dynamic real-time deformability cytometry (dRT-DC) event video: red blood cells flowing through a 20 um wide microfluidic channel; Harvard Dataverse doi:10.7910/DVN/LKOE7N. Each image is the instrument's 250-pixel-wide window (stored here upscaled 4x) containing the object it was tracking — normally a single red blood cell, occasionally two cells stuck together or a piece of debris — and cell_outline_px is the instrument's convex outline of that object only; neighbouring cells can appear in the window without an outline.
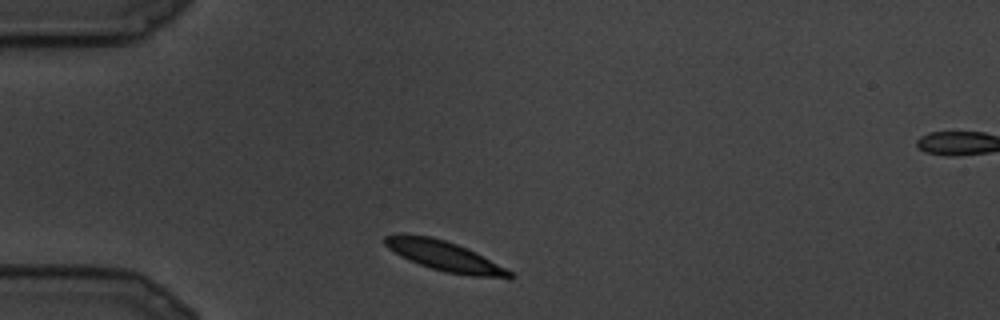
{"species": "common noctule bat (a hibernating species)", "species_latin": "Nyctalus noctula", "temperature_condition": "cold", "stored_images_in_passage": 6, "camera_frame_rate_fps": 3000, "um_per_image_px": 0.085, "animal": {"sex": "male", "body_mass_g": 19.5, "forearm_length_mm": 54.6}, "frame": {"image": 1, "passage_image": 1, "time_ms": 0.0, "image_size_px": [1000, 320], "cell_outline_px": [[516, 276], [508, 280], [468, 276], [448, 272], [432, 268], [420, 264], [388, 248], [384, 244], [384, 236], [396, 232], [400, 232], [432, 236], [456, 244], [476, 252], [512, 272]], "centroid_in_image_um": [37.83, 21.76], "position_along_channel_um": 47.2, "area_um2": 21.96}}
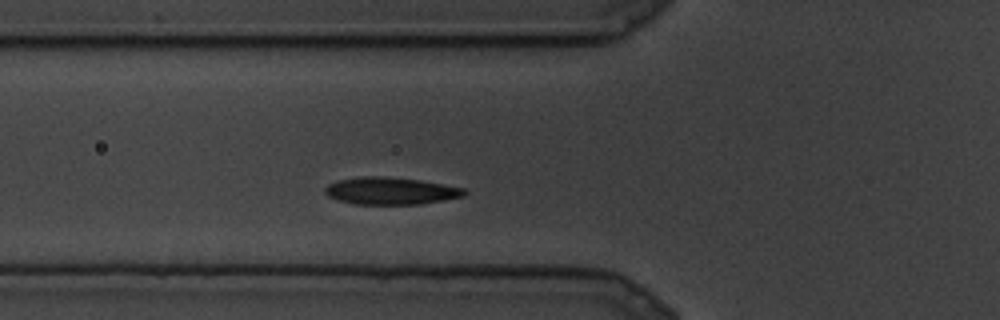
{"frame": {"image": 2, "passage_image": 4, "time_ms": 1.0, "image_size_px": [1000, 320], "cell_outline_px": [[468, 192], [464, 196], [420, 204], [356, 204], [340, 200], [328, 196], [324, 192], [324, 188], [328, 184], [336, 180], [360, 176], [380, 176], [420, 180], [464, 188]], "centroid_in_image_um": [33.18, 16.22], "position_along_channel_um": 92.6, "area_um2": 22.02}}
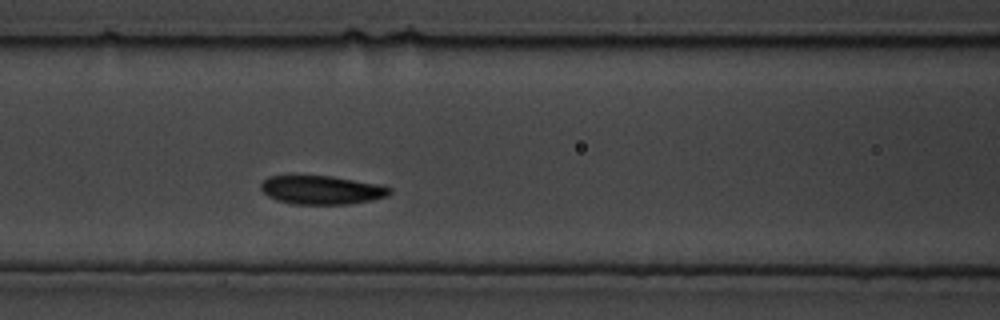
{"frame": {"image": 3, "passage_image": 6, "time_ms": 1.667, "image_size_px": [1000, 320], "cell_outline_px": [[392, 192], [388, 196], [372, 200], [348, 204], [292, 204], [276, 200], [268, 196], [260, 188], [260, 184], [268, 176], [332, 176], [380, 184], [392, 188]], "centroid_in_image_um": [27.37, 16.15], "position_along_channel_um": 139.2, "area_um2": 21.62}}